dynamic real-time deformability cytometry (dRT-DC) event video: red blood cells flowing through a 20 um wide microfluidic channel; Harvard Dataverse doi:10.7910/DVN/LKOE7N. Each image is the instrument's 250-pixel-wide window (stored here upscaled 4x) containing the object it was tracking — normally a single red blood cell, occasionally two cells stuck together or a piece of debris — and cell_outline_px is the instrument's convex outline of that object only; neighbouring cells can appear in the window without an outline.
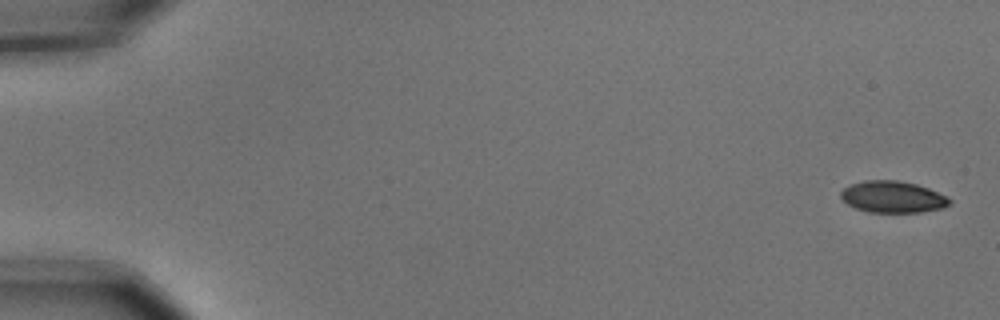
{"species": "common noctule bat (a hibernating species)", "species_latin": "Nyctalus noctula", "temperature_condition": "cold", "stored_images_in_passage": 10, "camera_frame_rate_fps": 3000, "um_per_image_px": 0.085, "animal": {"sex": "male", "body_mass_g": 15.6}, "frame": {"image": 1, "passage_image": 1, "time_ms": 0.0, "image_size_px": [1000, 320], "cell_outline_px": [[952, 204], [944, 208], [920, 212], [868, 212], [856, 208], [848, 204], [840, 196], [840, 192], [844, 188], [852, 184], [864, 180], [896, 180], [916, 184], [928, 188], [948, 196], [952, 200]], "centroid_in_image_um": [75.93, 16.74], "position_along_channel_um": 9.1, "area_um2": 20.11}}
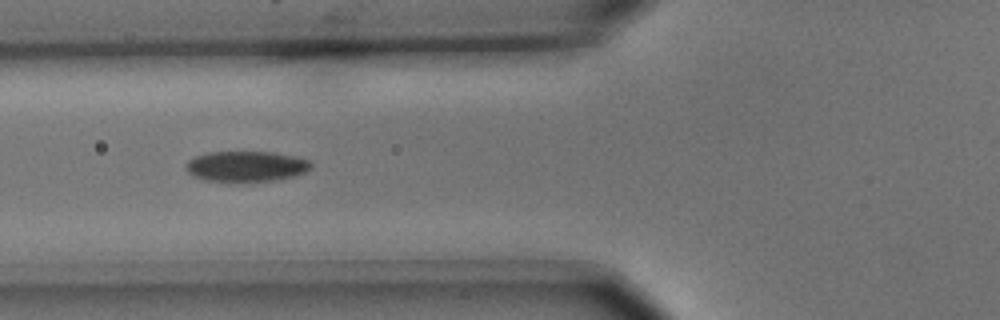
{"frame": {"image": 2, "passage_image": 6, "time_ms": 1.667, "image_size_px": [1000, 320], "cell_outline_px": [[312, 168], [304, 172], [292, 176], [272, 180], [204, 180], [192, 176], [184, 168], [188, 160], [196, 156], [208, 152], [276, 152], [308, 160], [312, 164]], "centroid_in_image_um": [20.89, 14.11], "position_along_channel_um": 104.9, "area_um2": 21.79}}
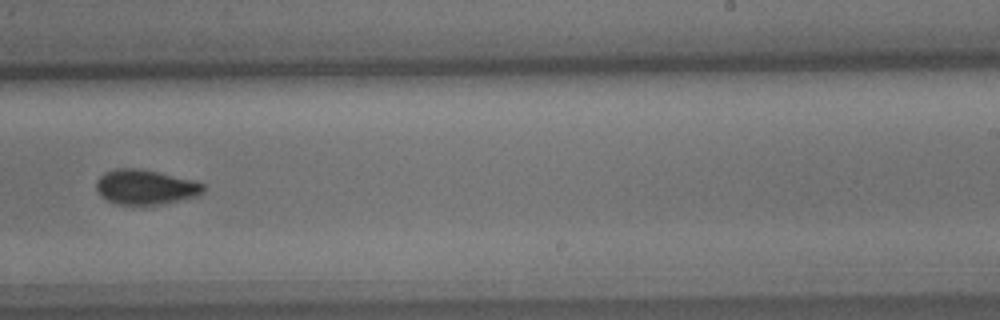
{"frame": {"image": 3, "passage_image": 10, "time_ms": 3.0, "image_size_px": [1000, 320], "cell_outline_px": [[204, 192], [200, 196], [164, 204], [116, 204], [100, 196], [96, 192], [96, 180], [104, 172], [116, 168], [136, 168], [196, 180], [204, 184]], "centroid_in_image_um": [12.38, 15.9], "position_along_channel_um": 276.6, "area_um2": 21.96}}